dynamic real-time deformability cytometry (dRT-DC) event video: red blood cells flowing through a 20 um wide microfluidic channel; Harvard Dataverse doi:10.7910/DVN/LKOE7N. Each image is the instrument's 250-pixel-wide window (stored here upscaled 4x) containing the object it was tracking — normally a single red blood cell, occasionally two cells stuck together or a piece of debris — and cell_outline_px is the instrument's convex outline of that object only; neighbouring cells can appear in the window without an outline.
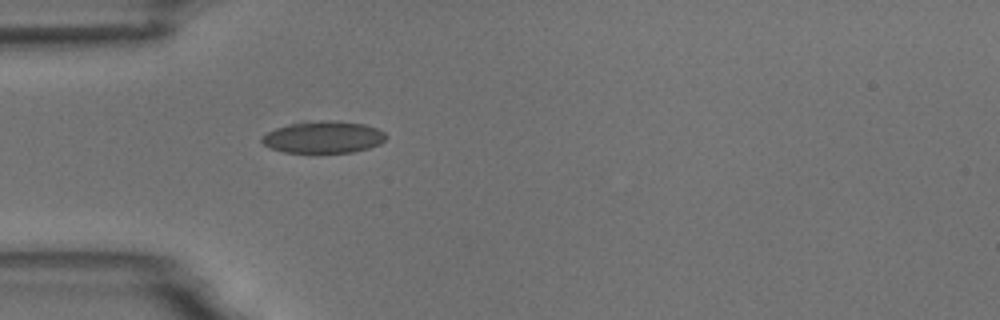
{"species": "common noctule bat (a hibernating species)", "species_latin": "Nyctalus noctula", "temperature_condition": "room temperature", "stored_images_in_passage": 1, "camera_frame_rate_fps": 3000, "um_per_image_px": 0.085, "animal": {"sex": "male", "body_mass_g": 18.8}, "frame": {"image": 1, "passage_image": 1, "time_ms": 0.0, "image_size_px": [1000, 320], "cell_outline_px": [[388, 136], [380, 144], [368, 148], [352, 152], [284, 152], [272, 148], [264, 144], [260, 140], [268, 132], [276, 128], [288, 124], [308, 120], [328, 120], [364, 124], [376, 128], [384, 132]], "centroid_in_image_um": [27.5, 11.64], "position_along_channel_um": 57.5, "area_um2": 23.0}}